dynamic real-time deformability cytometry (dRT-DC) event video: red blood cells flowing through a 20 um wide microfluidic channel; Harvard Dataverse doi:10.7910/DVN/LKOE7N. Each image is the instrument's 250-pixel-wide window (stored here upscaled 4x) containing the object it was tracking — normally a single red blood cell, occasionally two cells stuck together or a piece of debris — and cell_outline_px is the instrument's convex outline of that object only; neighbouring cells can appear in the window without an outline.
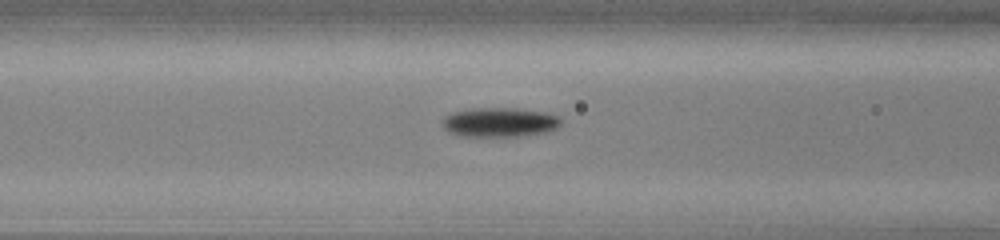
{"species": "common noctule bat (a hibernating species)", "species_latin": "Nyctalus noctula", "temperature_condition": "cold", "stored_images_in_passage": 27, "camera_frame_rate_fps": 3000, "um_per_image_px": 0.085, "animal": {"sex": "male", "body_mass_g": 13.0, "forearm_length_mm": 53.1}, "frame": {"image": 1, "passage_image": 5, "time_ms": 1.333, "image_size_px": [1000, 240], "cell_outline_px": [[560, 124], [556, 128], [548, 132], [516, 136], [460, 136], [448, 132], [444, 128], [444, 116], [452, 112], [476, 108], [516, 108], [548, 112], [556, 116], [560, 120]], "centroid_in_image_um": [42.47, 10.39], "position_along_channel_um": 124.1, "area_um2": 20.23}}
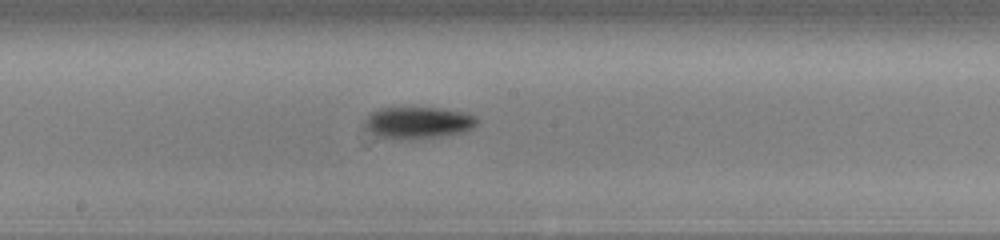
{"frame": {"image": 2, "passage_image": 12, "time_ms": 3.667, "image_size_px": [1000, 240], "cell_outline_px": [[476, 124], [472, 128], [464, 132], [440, 136], [400, 140], [396, 140], [376, 136], [364, 124], [364, 120], [372, 112], [380, 108], [436, 108], [464, 112], [476, 116]], "centroid_in_image_um": [35.52, 10.44], "position_along_channel_um": 212.7, "area_um2": 20.63}}
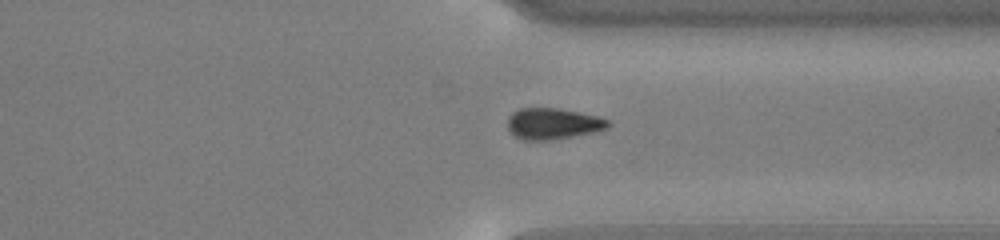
{"frame": {"image": 3, "passage_image": 24, "time_ms": 7.667, "image_size_px": [1000, 240], "cell_outline_px": [[612, 124], [608, 128], [592, 132], [552, 140], [524, 140], [516, 136], [508, 128], [508, 116], [512, 112], [520, 108], [556, 108], [596, 116], [608, 120]], "centroid_in_image_um": [46.98, 10.51], "position_along_channel_um": 364.4, "area_um2": 18.03}}